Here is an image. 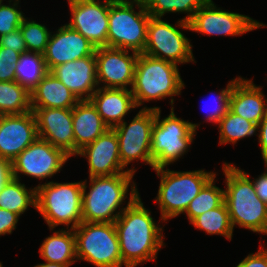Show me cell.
Returning <instances> with one entry per match:
<instances>
[{"label":"cell","mask_w":267,"mask_h":267,"mask_svg":"<svg viewBox=\"0 0 267 267\" xmlns=\"http://www.w3.org/2000/svg\"><path fill=\"white\" fill-rule=\"evenodd\" d=\"M153 216L139 194L115 220L123 267H141L150 261L157 265L159 252L167 245V223Z\"/></svg>","instance_id":"cell-1"},{"label":"cell","mask_w":267,"mask_h":267,"mask_svg":"<svg viewBox=\"0 0 267 267\" xmlns=\"http://www.w3.org/2000/svg\"><path fill=\"white\" fill-rule=\"evenodd\" d=\"M132 172L83 179L82 221L113 223L141 193ZM138 184V185H137Z\"/></svg>","instance_id":"cell-2"},{"label":"cell","mask_w":267,"mask_h":267,"mask_svg":"<svg viewBox=\"0 0 267 267\" xmlns=\"http://www.w3.org/2000/svg\"><path fill=\"white\" fill-rule=\"evenodd\" d=\"M221 163L224 201L233 229L239 228L258 234L260 241H267V205L257 196L252 180L234 162ZM220 172V173H219Z\"/></svg>","instance_id":"cell-3"},{"label":"cell","mask_w":267,"mask_h":267,"mask_svg":"<svg viewBox=\"0 0 267 267\" xmlns=\"http://www.w3.org/2000/svg\"><path fill=\"white\" fill-rule=\"evenodd\" d=\"M174 63L151 57L144 53L138 54L135 67L132 94L138 109H161L148 103L169 101L171 108H175V97L183 95L186 83L181 76L180 69ZM147 105H146V104Z\"/></svg>","instance_id":"cell-4"},{"label":"cell","mask_w":267,"mask_h":267,"mask_svg":"<svg viewBox=\"0 0 267 267\" xmlns=\"http://www.w3.org/2000/svg\"><path fill=\"white\" fill-rule=\"evenodd\" d=\"M197 169L178 171L168 166L152 170L159 178L153 201L158 207L160 218L166 223L181 216L202 188L217 174L215 167V170L210 171Z\"/></svg>","instance_id":"cell-5"},{"label":"cell","mask_w":267,"mask_h":267,"mask_svg":"<svg viewBox=\"0 0 267 267\" xmlns=\"http://www.w3.org/2000/svg\"><path fill=\"white\" fill-rule=\"evenodd\" d=\"M53 181L36 187V210L49 228L75 229L82 222L80 181Z\"/></svg>","instance_id":"cell-6"},{"label":"cell","mask_w":267,"mask_h":267,"mask_svg":"<svg viewBox=\"0 0 267 267\" xmlns=\"http://www.w3.org/2000/svg\"><path fill=\"white\" fill-rule=\"evenodd\" d=\"M175 109L170 108V113L165 116H162V109L156 110L151 139L153 169L172 167L182 161L196 141L198 132L191 121L179 117Z\"/></svg>","instance_id":"cell-7"},{"label":"cell","mask_w":267,"mask_h":267,"mask_svg":"<svg viewBox=\"0 0 267 267\" xmlns=\"http://www.w3.org/2000/svg\"><path fill=\"white\" fill-rule=\"evenodd\" d=\"M150 16L143 0H109L107 47L143 53Z\"/></svg>","instance_id":"cell-8"},{"label":"cell","mask_w":267,"mask_h":267,"mask_svg":"<svg viewBox=\"0 0 267 267\" xmlns=\"http://www.w3.org/2000/svg\"><path fill=\"white\" fill-rule=\"evenodd\" d=\"M184 31V32H183ZM190 32L189 22L180 18L170 23L168 17L150 16L147 26V42L143 53L163 59L177 66L196 64L192 39L186 36Z\"/></svg>","instance_id":"cell-9"},{"label":"cell","mask_w":267,"mask_h":267,"mask_svg":"<svg viewBox=\"0 0 267 267\" xmlns=\"http://www.w3.org/2000/svg\"><path fill=\"white\" fill-rule=\"evenodd\" d=\"M129 120L113 127L119 142L121 164L136 175L140 165L153 170L151 158L152 128L156 119V110L137 109ZM140 164V165H139ZM136 165H138L136 167Z\"/></svg>","instance_id":"cell-10"},{"label":"cell","mask_w":267,"mask_h":267,"mask_svg":"<svg viewBox=\"0 0 267 267\" xmlns=\"http://www.w3.org/2000/svg\"><path fill=\"white\" fill-rule=\"evenodd\" d=\"M74 230L78 262L93 267H123L119 238L113 223L82 221Z\"/></svg>","instance_id":"cell-11"},{"label":"cell","mask_w":267,"mask_h":267,"mask_svg":"<svg viewBox=\"0 0 267 267\" xmlns=\"http://www.w3.org/2000/svg\"><path fill=\"white\" fill-rule=\"evenodd\" d=\"M70 159L72 160L64 151L38 137L11 163L12 176L23 182L24 176L30 179L27 182L36 180L38 184L34 186L37 187L42 185L44 180L43 183L53 181L52 178L68 166L66 164Z\"/></svg>","instance_id":"cell-12"},{"label":"cell","mask_w":267,"mask_h":267,"mask_svg":"<svg viewBox=\"0 0 267 267\" xmlns=\"http://www.w3.org/2000/svg\"><path fill=\"white\" fill-rule=\"evenodd\" d=\"M190 32L208 37H240L267 24L250 15L229 11L209 0L200 7L189 21Z\"/></svg>","instance_id":"cell-13"},{"label":"cell","mask_w":267,"mask_h":267,"mask_svg":"<svg viewBox=\"0 0 267 267\" xmlns=\"http://www.w3.org/2000/svg\"><path fill=\"white\" fill-rule=\"evenodd\" d=\"M71 28L88 39L95 48L107 46L109 0H66Z\"/></svg>","instance_id":"cell-14"},{"label":"cell","mask_w":267,"mask_h":267,"mask_svg":"<svg viewBox=\"0 0 267 267\" xmlns=\"http://www.w3.org/2000/svg\"><path fill=\"white\" fill-rule=\"evenodd\" d=\"M95 58L99 87L132 89L138 53L105 46L96 48Z\"/></svg>","instance_id":"cell-15"},{"label":"cell","mask_w":267,"mask_h":267,"mask_svg":"<svg viewBox=\"0 0 267 267\" xmlns=\"http://www.w3.org/2000/svg\"><path fill=\"white\" fill-rule=\"evenodd\" d=\"M87 162V178L112 176L129 171L121 164L119 142L113 128H109L95 141L83 147L75 156Z\"/></svg>","instance_id":"cell-16"},{"label":"cell","mask_w":267,"mask_h":267,"mask_svg":"<svg viewBox=\"0 0 267 267\" xmlns=\"http://www.w3.org/2000/svg\"><path fill=\"white\" fill-rule=\"evenodd\" d=\"M53 29L43 53L49 72L58 65L95 55V46L66 23Z\"/></svg>","instance_id":"cell-17"},{"label":"cell","mask_w":267,"mask_h":267,"mask_svg":"<svg viewBox=\"0 0 267 267\" xmlns=\"http://www.w3.org/2000/svg\"><path fill=\"white\" fill-rule=\"evenodd\" d=\"M36 120L38 137L74 158L72 109L31 108Z\"/></svg>","instance_id":"cell-18"},{"label":"cell","mask_w":267,"mask_h":267,"mask_svg":"<svg viewBox=\"0 0 267 267\" xmlns=\"http://www.w3.org/2000/svg\"><path fill=\"white\" fill-rule=\"evenodd\" d=\"M38 138L33 111L0 116V159L13 160Z\"/></svg>","instance_id":"cell-19"},{"label":"cell","mask_w":267,"mask_h":267,"mask_svg":"<svg viewBox=\"0 0 267 267\" xmlns=\"http://www.w3.org/2000/svg\"><path fill=\"white\" fill-rule=\"evenodd\" d=\"M59 79L79 101L90 100L99 88L97 82L95 55L69 61L50 71Z\"/></svg>","instance_id":"cell-20"},{"label":"cell","mask_w":267,"mask_h":267,"mask_svg":"<svg viewBox=\"0 0 267 267\" xmlns=\"http://www.w3.org/2000/svg\"><path fill=\"white\" fill-rule=\"evenodd\" d=\"M253 80L254 77L249 79L241 76L234 83L229 109L258 126L267 111V96L264 86L255 84Z\"/></svg>","instance_id":"cell-21"},{"label":"cell","mask_w":267,"mask_h":267,"mask_svg":"<svg viewBox=\"0 0 267 267\" xmlns=\"http://www.w3.org/2000/svg\"><path fill=\"white\" fill-rule=\"evenodd\" d=\"M90 101L109 128L123 123L132 112L134 113L138 109L132 91L128 89L99 87L93 93Z\"/></svg>","instance_id":"cell-22"},{"label":"cell","mask_w":267,"mask_h":267,"mask_svg":"<svg viewBox=\"0 0 267 267\" xmlns=\"http://www.w3.org/2000/svg\"><path fill=\"white\" fill-rule=\"evenodd\" d=\"M74 158L83 147L95 141L109 127L90 100L79 101L72 108Z\"/></svg>","instance_id":"cell-23"},{"label":"cell","mask_w":267,"mask_h":267,"mask_svg":"<svg viewBox=\"0 0 267 267\" xmlns=\"http://www.w3.org/2000/svg\"><path fill=\"white\" fill-rule=\"evenodd\" d=\"M48 230L51 235L44 237L38 249L40 259L68 267L78 263L74 230L61 228H49Z\"/></svg>","instance_id":"cell-24"},{"label":"cell","mask_w":267,"mask_h":267,"mask_svg":"<svg viewBox=\"0 0 267 267\" xmlns=\"http://www.w3.org/2000/svg\"><path fill=\"white\" fill-rule=\"evenodd\" d=\"M31 108H62L72 109L79 100L51 72L38 83L30 93Z\"/></svg>","instance_id":"cell-25"},{"label":"cell","mask_w":267,"mask_h":267,"mask_svg":"<svg viewBox=\"0 0 267 267\" xmlns=\"http://www.w3.org/2000/svg\"><path fill=\"white\" fill-rule=\"evenodd\" d=\"M19 179L11 178L0 191V208L15 214H26L31 207L36 210V187H29Z\"/></svg>","instance_id":"cell-26"},{"label":"cell","mask_w":267,"mask_h":267,"mask_svg":"<svg viewBox=\"0 0 267 267\" xmlns=\"http://www.w3.org/2000/svg\"><path fill=\"white\" fill-rule=\"evenodd\" d=\"M241 77L238 74L228 80L225 87L217 89L216 91H209V96L207 94L204 101L203 98V104L202 105V112H205L203 115V120L197 123H192V126L195 131L198 132V129L200 130V125H203V123L210 124V126H215L219 123V121L226 115V113L229 111V104H230V94L232 91V87L234 83ZM211 96V97H210ZM209 97V98H208ZM212 123V125H211Z\"/></svg>","instance_id":"cell-27"},{"label":"cell","mask_w":267,"mask_h":267,"mask_svg":"<svg viewBox=\"0 0 267 267\" xmlns=\"http://www.w3.org/2000/svg\"><path fill=\"white\" fill-rule=\"evenodd\" d=\"M189 224L208 236H220L229 242L233 240L234 229L225 201L220 206L195 217Z\"/></svg>","instance_id":"cell-28"},{"label":"cell","mask_w":267,"mask_h":267,"mask_svg":"<svg viewBox=\"0 0 267 267\" xmlns=\"http://www.w3.org/2000/svg\"><path fill=\"white\" fill-rule=\"evenodd\" d=\"M48 72L43 54L25 52L15 64V81L31 93Z\"/></svg>","instance_id":"cell-29"},{"label":"cell","mask_w":267,"mask_h":267,"mask_svg":"<svg viewBox=\"0 0 267 267\" xmlns=\"http://www.w3.org/2000/svg\"><path fill=\"white\" fill-rule=\"evenodd\" d=\"M218 129V145L236 146L240 140L255 137L257 126L247 119L234 114L230 109L216 125Z\"/></svg>","instance_id":"cell-30"},{"label":"cell","mask_w":267,"mask_h":267,"mask_svg":"<svg viewBox=\"0 0 267 267\" xmlns=\"http://www.w3.org/2000/svg\"><path fill=\"white\" fill-rule=\"evenodd\" d=\"M31 110L30 93L16 81H0V116L20 115Z\"/></svg>","instance_id":"cell-31"},{"label":"cell","mask_w":267,"mask_h":267,"mask_svg":"<svg viewBox=\"0 0 267 267\" xmlns=\"http://www.w3.org/2000/svg\"><path fill=\"white\" fill-rule=\"evenodd\" d=\"M209 0H143L147 12L152 17L165 18L168 14H184L183 21L189 22L195 12Z\"/></svg>","instance_id":"cell-32"},{"label":"cell","mask_w":267,"mask_h":267,"mask_svg":"<svg viewBox=\"0 0 267 267\" xmlns=\"http://www.w3.org/2000/svg\"><path fill=\"white\" fill-rule=\"evenodd\" d=\"M216 174L190 202L186 211L182 214L188 223L195 217L220 206L224 202V187L216 184L219 182Z\"/></svg>","instance_id":"cell-33"},{"label":"cell","mask_w":267,"mask_h":267,"mask_svg":"<svg viewBox=\"0 0 267 267\" xmlns=\"http://www.w3.org/2000/svg\"><path fill=\"white\" fill-rule=\"evenodd\" d=\"M27 16L24 17L19 27L22 31L27 51L43 54L48 44L52 28L50 29L48 27L49 24L41 23L40 19L38 21V19L34 20L35 18L32 16Z\"/></svg>","instance_id":"cell-34"},{"label":"cell","mask_w":267,"mask_h":267,"mask_svg":"<svg viewBox=\"0 0 267 267\" xmlns=\"http://www.w3.org/2000/svg\"><path fill=\"white\" fill-rule=\"evenodd\" d=\"M21 0L0 2V36L10 33L21 26L26 16L22 11Z\"/></svg>","instance_id":"cell-35"},{"label":"cell","mask_w":267,"mask_h":267,"mask_svg":"<svg viewBox=\"0 0 267 267\" xmlns=\"http://www.w3.org/2000/svg\"><path fill=\"white\" fill-rule=\"evenodd\" d=\"M20 53L0 46V81H15V64L18 62Z\"/></svg>","instance_id":"cell-36"},{"label":"cell","mask_w":267,"mask_h":267,"mask_svg":"<svg viewBox=\"0 0 267 267\" xmlns=\"http://www.w3.org/2000/svg\"><path fill=\"white\" fill-rule=\"evenodd\" d=\"M259 243L258 250L254 253L249 252L238 264H235V267H267V242L259 241Z\"/></svg>","instance_id":"cell-37"},{"label":"cell","mask_w":267,"mask_h":267,"mask_svg":"<svg viewBox=\"0 0 267 267\" xmlns=\"http://www.w3.org/2000/svg\"><path fill=\"white\" fill-rule=\"evenodd\" d=\"M0 46L9 48L10 50L12 49L20 54L28 52L20 28L0 36Z\"/></svg>","instance_id":"cell-38"},{"label":"cell","mask_w":267,"mask_h":267,"mask_svg":"<svg viewBox=\"0 0 267 267\" xmlns=\"http://www.w3.org/2000/svg\"><path fill=\"white\" fill-rule=\"evenodd\" d=\"M21 218L19 214L0 208V237L12 235Z\"/></svg>","instance_id":"cell-39"},{"label":"cell","mask_w":267,"mask_h":267,"mask_svg":"<svg viewBox=\"0 0 267 267\" xmlns=\"http://www.w3.org/2000/svg\"><path fill=\"white\" fill-rule=\"evenodd\" d=\"M239 168L252 180L257 196L267 205V163H264V171L255 177L245 171V169Z\"/></svg>","instance_id":"cell-40"},{"label":"cell","mask_w":267,"mask_h":267,"mask_svg":"<svg viewBox=\"0 0 267 267\" xmlns=\"http://www.w3.org/2000/svg\"><path fill=\"white\" fill-rule=\"evenodd\" d=\"M258 142L262 163H267V111L257 126L256 139Z\"/></svg>","instance_id":"cell-41"},{"label":"cell","mask_w":267,"mask_h":267,"mask_svg":"<svg viewBox=\"0 0 267 267\" xmlns=\"http://www.w3.org/2000/svg\"><path fill=\"white\" fill-rule=\"evenodd\" d=\"M11 162L0 159V191L4 188L7 182L12 178Z\"/></svg>","instance_id":"cell-42"},{"label":"cell","mask_w":267,"mask_h":267,"mask_svg":"<svg viewBox=\"0 0 267 267\" xmlns=\"http://www.w3.org/2000/svg\"><path fill=\"white\" fill-rule=\"evenodd\" d=\"M31 267H68V266H65V265H62L59 263H50V262L43 261V262H41V263L39 262V263H37Z\"/></svg>","instance_id":"cell-43"},{"label":"cell","mask_w":267,"mask_h":267,"mask_svg":"<svg viewBox=\"0 0 267 267\" xmlns=\"http://www.w3.org/2000/svg\"><path fill=\"white\" fill-rule=\"evenodd\" d=\"M7 1H11V0H0V2H7Z\"/></svg>","instance_id":"cell-44"},{"label":"cell","mask_w":267,"mask_h":267,"mask_svg":"<svg viewBox=\"0 0 267 267\" xmlns=\"http://www.w3.org/2000/svg\"><path fill=\"white\" fill-rule=\"evenodd\" d=\"M2 263H3V261H0V267H4Z\"/></svg>","instance_id":"cell-45"}]
</instances>
